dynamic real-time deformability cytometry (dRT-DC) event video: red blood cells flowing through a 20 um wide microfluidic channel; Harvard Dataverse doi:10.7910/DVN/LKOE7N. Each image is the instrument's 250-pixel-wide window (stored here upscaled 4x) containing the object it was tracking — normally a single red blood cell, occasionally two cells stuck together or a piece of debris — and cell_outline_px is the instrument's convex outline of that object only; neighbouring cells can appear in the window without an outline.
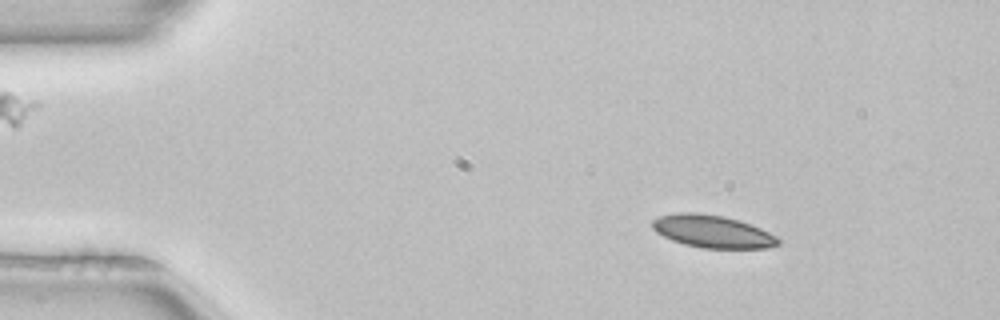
{"species": "common noctule bat (a hibernating species)", "species_latin": "Nyctalus noctula", "temperature_condition": "room temperature", "stored_images_in_passage": 51, "camera_frame_rate_fps": 3000, "um_per_image_px": 0.085, "animal": {"sex": "female", "body_mass_g": 22.7, "forearm_length_mm": 54.2}, "frame": {"image": 1, "passage_image": 7, "time_ms": 2.0, "image_size_px": [1000, 320], "cell_outline_px": [[780, 244], [768, 248], [704, 248], [684, 244], [672, 240], [656, 232], [652, 228], [652, 220], [660, 216], [676, 212], [696, 212], [724, 216], [740, 220], [760, 228], [776, 236], [780, 240]], "centroid_in_image_um": [60.56, 19.66], "position_along_channel_um": 24.4, "area_um2": 23.93}}
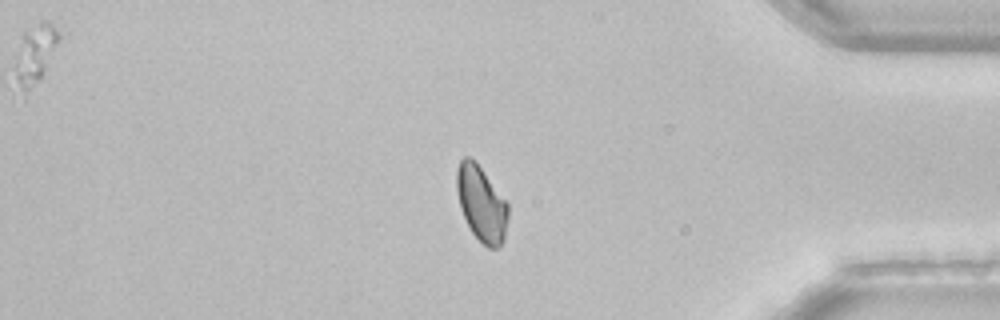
{"frame": {"image": 2, "passage_image": 43, "time_ms": 14.0, "image_size_px": [1000, 320], "cell_outline_px": [[508, 216], [504, 240], [496, 248], [488, 248], [472, 232], [460, 208], [456, 188], [456, 168], [460, 160], [464, 156], [468, 156], [476, 160], [508, 204]], "centroid_in_image_um": [40.9, 17.26], "position_along_channel_um": 394.3, "area_um2": 22.54}}
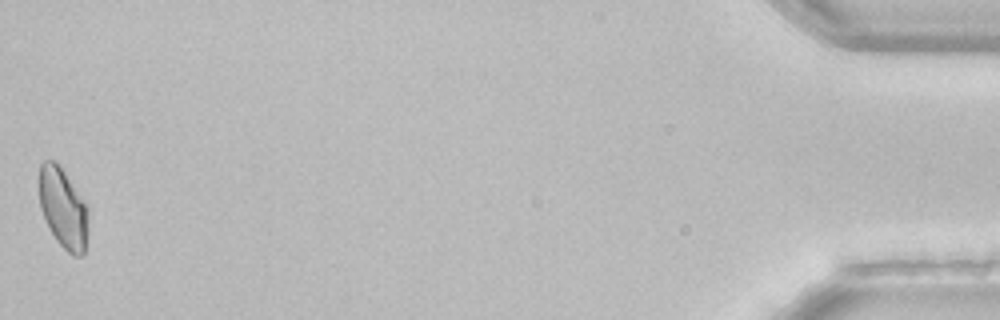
{"frame": {"image": 3, "passage_image": 51, "time_ms": 16.667, "image_size_px": [1000, 320], "cell_outline_px": [[88, 232], [84, 252], [80, 256], [72, 256], [56, 240], [40, 208], [40, 164], [44, 160], [52, 160], [64, 172], [88, 204]], "centroid_in_image_um": [5.4, 17.72], "position_along_channel_um": 429.8, "area_um2": 22.77}, "authors_computed_cell_mechanics": {"area_um2": 23.5246, "velocity_mm_per_s": 3.9583, "shape_relaxation_time_tau1_ms": 7.3951, "shape_relaxation_time_tau2_ms": null, "deformation_change_tau1": 0.1147, "deformation_change_tau2": null}}